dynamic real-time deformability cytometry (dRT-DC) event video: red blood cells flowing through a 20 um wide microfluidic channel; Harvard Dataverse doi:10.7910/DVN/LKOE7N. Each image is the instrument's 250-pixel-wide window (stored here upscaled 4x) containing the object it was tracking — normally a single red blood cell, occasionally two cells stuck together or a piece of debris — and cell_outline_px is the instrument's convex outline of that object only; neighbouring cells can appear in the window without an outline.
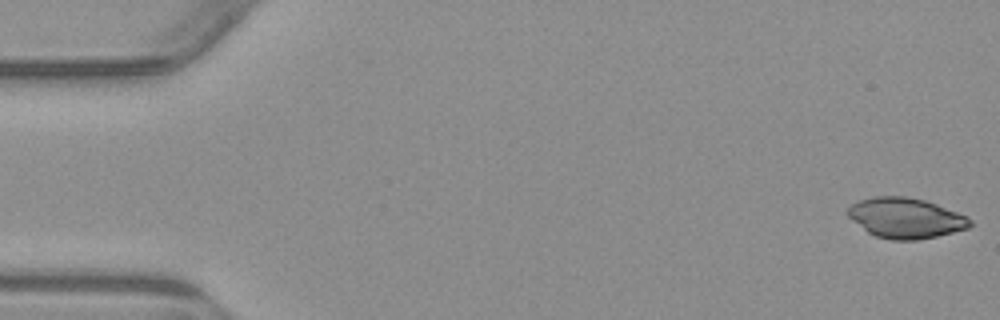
{"species": "common noctule bat (a hibernating species)", "species_latin": "Nyctalus noctula", "temperature_condition": "warm", "stored_images_in_passage": 4, "camera_frame_rate_fps": 3000, "um_per_image_px": 0.085, "animal": {"sex": "male", "body_mass_g": 23.1, "forearm_length_mm": 52.7}, "frame": {"image": 1, "passage_image": 1, "time_ms": 0.0, "image_size_px": [1000, 320], "cell_outline_px": [[972, 224], [968, 228], [936, 236], [916, 240], [892, 240], [876, 236], [868, 232], [852, 220], [848, 216], [848, 208], [852, 204], [860, 200], [876, 196], [904, 196], [924, 200], [936, 204], [968, 216], [972, 220]], "centroid_in_image_um": [76.99, 18.53], "position_along_channel_um": 8.0, "area_um2": 28.5}}